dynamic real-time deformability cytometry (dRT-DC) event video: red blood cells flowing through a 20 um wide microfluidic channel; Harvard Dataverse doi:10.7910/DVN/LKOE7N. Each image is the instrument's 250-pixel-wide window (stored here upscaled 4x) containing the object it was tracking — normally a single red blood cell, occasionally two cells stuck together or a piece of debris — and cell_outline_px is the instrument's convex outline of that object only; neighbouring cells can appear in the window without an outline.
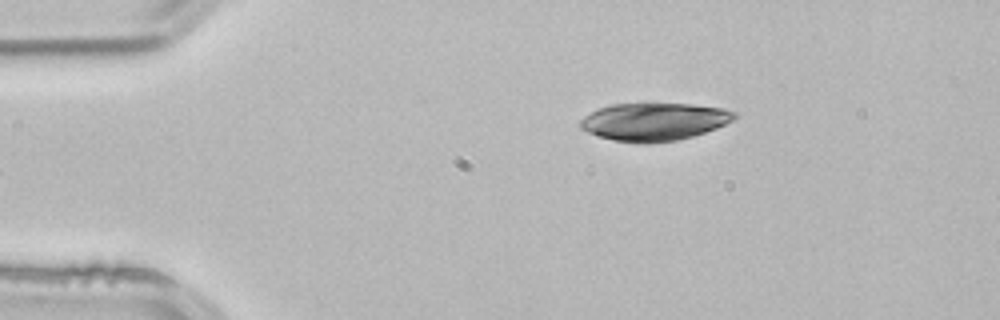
{"species": "common noctule bat (a hibernating species)", "species_latin": "Nyctalus noctula", "temperature_condition": "room temperature", "stored_images_in_passage": 3, "segment_of_instrument_passage": [2, 2], "camera_frame_rate_fps": 3000, "um_per_image_px": 0.085, "animal": {"sex": "male", "body_mass_g": 21.5, "forearm_length_mm": 52.0}, "frame": {"image": 1, "passage_image": 3, "time_ms": 0.667, "image_size_px": [1000, 320], "cell_outline_px": [[736, 116], [732, 120], [716, 128], [692, 136], [676, 140], [648, 144], [640, 144], [612, 140], [596, 136], [580, 128], [580, 120], [584, 116], [600, 108], [612, 104], [692, 104], [724, 108], [736, 112]], "centroid_in_image_um": [55.58, 10.35], "position_along_channel_um": 29.4, "area_um2": 33.87}}